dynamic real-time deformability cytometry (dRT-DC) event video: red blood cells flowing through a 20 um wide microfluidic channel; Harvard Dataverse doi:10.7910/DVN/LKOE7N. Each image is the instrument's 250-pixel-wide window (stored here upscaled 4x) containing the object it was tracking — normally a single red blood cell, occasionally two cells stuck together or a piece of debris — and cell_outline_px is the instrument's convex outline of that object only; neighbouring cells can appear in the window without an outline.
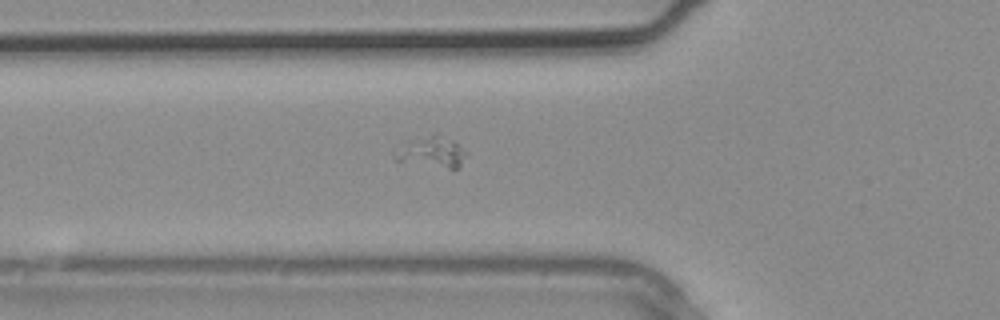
{"species": "common noctule bat (a hibernating species)", "species_latin": "Nyctalus noctula", "temperature_condition": "warm", "stored_images_in_passage": 2, "camera_frame_rate_fps": 3000, "um_per_image_px": 0.085, "animal": {"sex": "male", "body_mass_g": 20.4}, "frame": {"image": 1, "passage_image": 2, "time_ms": 0.333, "image_size_px": [1000, 320], "cell_outline_px": [[464, 152], [460, 164], [456, 168], [448, 168], [396, 160], [392, 156], [392, 152], [404, 140], [432, 136], [436, 136], [452, 140]], "centroid_in_image_um": [36.53, 12.92], "position_along_channel_um": 89.3, "area_um2": 12.14}}